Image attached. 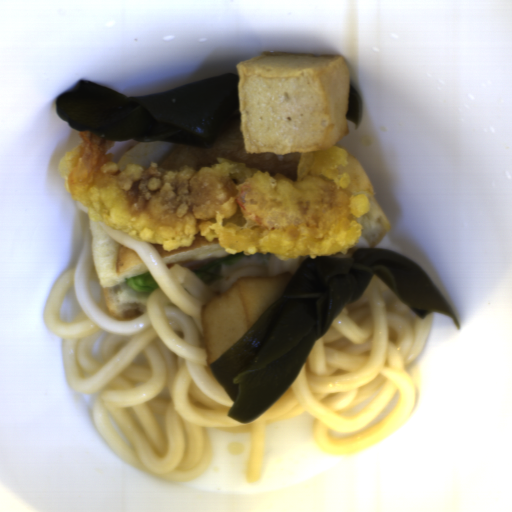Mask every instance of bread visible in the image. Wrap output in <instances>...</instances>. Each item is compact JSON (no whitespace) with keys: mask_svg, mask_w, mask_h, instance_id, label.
<instances>
[{"mask_svg":"<svg viewBox=\"0 0 512 512\" xmlns=\"http://www.w3.org/2000/svg\"><path fill=\"white\" fill-rule=\"evenodd\" d=\"M76 206L89 220L91 260L109 317L114 320L139 317L146 311L150 292L139 293L124 281L149 272L147 266L134 249L114 239L101 222L93 221L88 207L77 201Z\"/></svg>","mask_w":512,"mask_h":512,"instance_id":"bread-2","label":"bread"},{"mask_svg":"<svg viewBox=\"0 0 512 512\" xmlns=\"http://www.w3.org/2000/svg\"><path fill=\"white\" fill-rule=\"evenodd\" d=\"M304 152V151H303ZM303 152H286L280 156L271 153H247L240 130V118L229 120L216 135L210 146H189L164 141H141L128 149L117 161L119 170L127 164L150 167L157 163L164 170H179L188 166L196 170L213 167L217 158L253 167L274 175L297 180L299 162Z\"/></svg>","mask_w":512,"mask_h":512,"instance_id":"bread-1","label":"bread"},{"mask_svg":"<svg viewBox=\"0 0 512 512\" xmlns=\"http://www.w3.org/2000/svg\"><path fill=\"white\" fill-rule=\"evenodd\" d=\"M195 240L190 246H179L176 250H165L162 244L152 245L159 252L164 263L178 264L183 261L204 259V258H223L232 256L224 247H221L218 237L208 241L200 233H195Z\"/></svg>","mask_w":512,"mask_h":512,"instance_id":"bread-4","label":"bread"},{"mask_svg":"<svg viewBox=\"0 0 512 512\" xmlns=\"http://www.w3.org/2000/svg\"><path fill=\"white\" fill-rule=\"evenodd\" d=\"M346 161L347 164L343 167L342 171L347 173L348 176L347 189L350 195H365L369 207L359 219V224L362 227L361 233L347 253L348 255L354 250H371L383 240L391 229V225L375 197V191L361 162L353 155L348 154Z\"/></svg>","mask_w":512,"mask_h":512,"instance_id":"bread-3","label":"bread"}]
</instances>
